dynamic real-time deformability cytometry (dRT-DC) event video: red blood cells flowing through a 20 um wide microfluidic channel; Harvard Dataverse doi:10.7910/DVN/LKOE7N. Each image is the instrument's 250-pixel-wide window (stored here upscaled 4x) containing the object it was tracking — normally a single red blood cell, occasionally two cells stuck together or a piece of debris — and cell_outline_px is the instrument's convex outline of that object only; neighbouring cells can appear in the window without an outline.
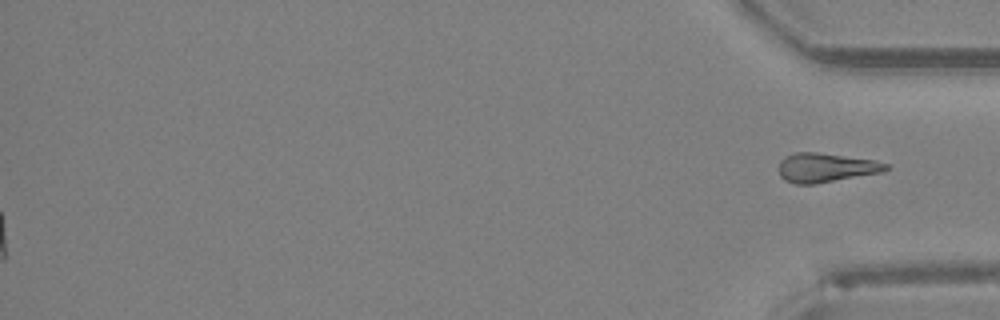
{"species": "Egyptian fruit bat (a non-hibernating species)", "species_latin": "Rousettus aegyptiacus", "temperature_condition": "room temperature", "stored_images_in_passage": 34, "segment_of_instrument_passage": [2, 2], "camera_frame_rate_fps": 3000, "um_per_image_px": 0.085, "animal": {"sex": "female"}, "frame": {"image": 1, "passage_image": 34, "time_ms": 11.0, "image_size_px": [1000, 320], "cell_outline_px": [[888, 168], [880, 172], [816, 184], [796, 184], [784, 180], [780, 176], [780, 160], [784, 156], [796, 152], [816, 152], [876, 160], [888, 164]], "centroid_in_image_um": [70.16, 14.24], "position_along_channel_um": 365.0, "area_um2": 18.09}}